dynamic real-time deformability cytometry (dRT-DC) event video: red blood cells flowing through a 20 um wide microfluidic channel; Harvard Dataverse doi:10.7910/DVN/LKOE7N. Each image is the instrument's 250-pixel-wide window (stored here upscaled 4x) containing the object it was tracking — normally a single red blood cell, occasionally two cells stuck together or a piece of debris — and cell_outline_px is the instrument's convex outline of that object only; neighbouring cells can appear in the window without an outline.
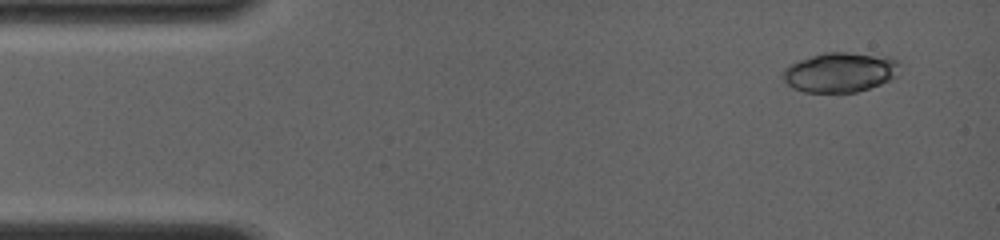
{"species": "common noctule bat (a hibernating species)", "species_latin": "Nyctalus noctula", "temperature_condition": "room temperature", "stored_images_in_passage": 7, "camera_frame_rate_fps": 4000, "um_per_image_px": 0.085, "animal": {"sex": "female", "body_mass_g": 19.0, "forearm_length_mm": 56.7}, "frame": {"image": 1, "passage_image": 1, "time_ms": 0.0, "image_size_px": [1000, 240], "cell_outline_px": [[900, 64], [892, 76], [888, 80], [880, 84], [856, 92], [804, 92], [792, 88], [784, 80], [784, 68], [800, 60], [824, 52], [848, 52], [888, 56], [896, 60]], "centroid_in_image_um": [71.38, 6.13], "position_along_channel_um": 13.6, "area_um2": 26.65}}
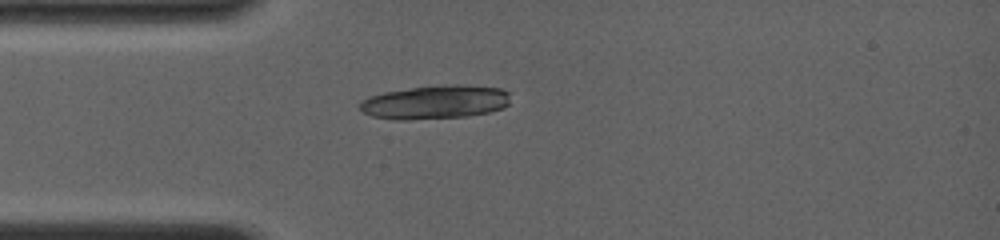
{"frame": {"image": 2, "passage_image": 7, "time_ms": 3.0, "image_size_px": [1000, 240], "cell_outline_px": [[508, 104], [504, 108], [488, 112], [464, 116], [408, 120], [396, 120], [372, 116], [364, 112], [360, 108], [360, 104], [368, 96], [384, 92], [412, 88], [452, 84], [460, 84], [500, 88], [508, 92]], "centroid_in_image_um": [36.99, 8.68], "position_along_channel_um": 48.0, "area_um2": 29.3}}